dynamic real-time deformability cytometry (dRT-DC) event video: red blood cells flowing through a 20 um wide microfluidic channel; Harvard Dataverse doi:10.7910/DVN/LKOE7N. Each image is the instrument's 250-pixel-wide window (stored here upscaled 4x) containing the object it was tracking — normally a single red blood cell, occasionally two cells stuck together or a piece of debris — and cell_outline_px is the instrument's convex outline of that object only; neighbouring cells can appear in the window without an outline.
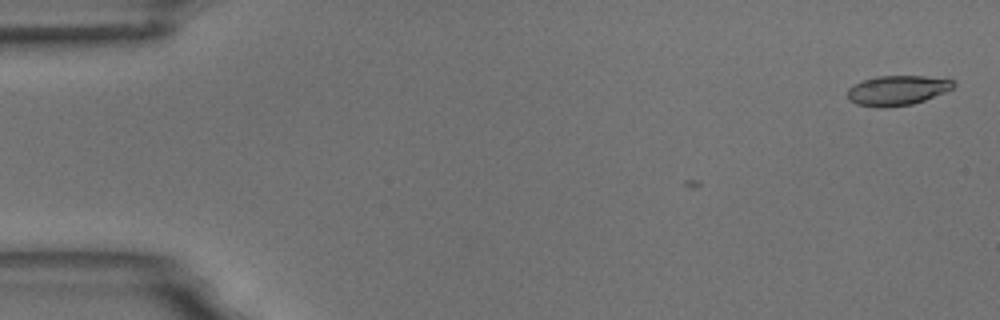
{"species": "common noctule bat (a hibernating species)", "species_latin": "Nyctalus noctula", "temperature_condition": "room temperature", "stored_images_in_passage": 3, "camera_frame_rate_fps": 3000, "um_per_image_px": 0.085, "animal": {"sex": "male", "body_mass_g": 18.8}, "frame": {"image": 1, "passage_image": 1, "time_ms": 0.0, "image_size_px": [1000, 320], "cell_outline_px": [[956, 84], [952, 88], [944, 92], [924, 100], [912, 104], [880, 108], [856, 104], [848, 100], [848, 88], [864, 80], [876, 76], [924, 76], [952, 80]], "centroid_in_image_um": [76.24, 7.69], "position_along_channel_um": 8.8, "area_um2": 18.21}}